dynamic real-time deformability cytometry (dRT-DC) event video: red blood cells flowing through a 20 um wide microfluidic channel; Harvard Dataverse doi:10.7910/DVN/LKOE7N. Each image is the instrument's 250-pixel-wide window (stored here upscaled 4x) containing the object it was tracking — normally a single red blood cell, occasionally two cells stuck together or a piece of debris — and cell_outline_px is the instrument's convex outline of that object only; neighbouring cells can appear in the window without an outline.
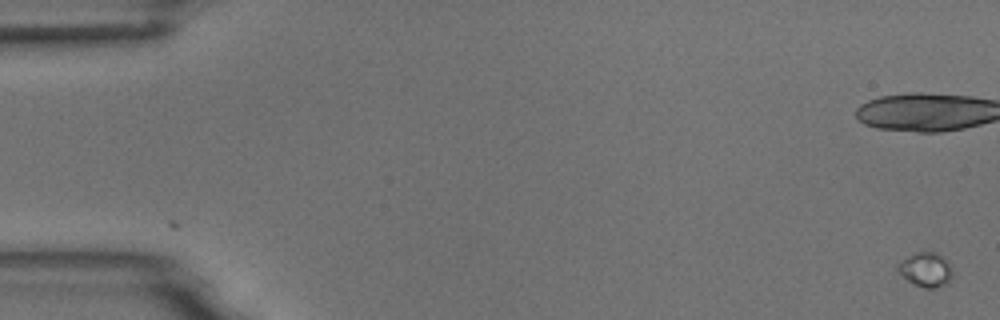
{"species": "common noctule bat (a hibernating species)", "species_latin": "Nyctalus noctula", "temperature_condition": "room temperature", "stored_images_in_passage": 21, "camera_frame_rate_fps": 3000, "um_per_image_px": 0.085, "animal": {"sex": "male", "body_mass_g": 18.8}, "frame": {"image": 1, "passage_image": 1, "time_ms": 0.0, "image_size_px": [1000, 320], "cell_outline_px": [[952, 276], [948, 284], [932, 288], [924, 288], [908, 280], [896, 268], [896, 264], [900, 260], [916, 252], [932, 252], [940, 256], [952, 268]], "centroid_in_image_um": [78.67, 22.92], "position_along_channel_um": 6.3, "area_um2": 10.69}}